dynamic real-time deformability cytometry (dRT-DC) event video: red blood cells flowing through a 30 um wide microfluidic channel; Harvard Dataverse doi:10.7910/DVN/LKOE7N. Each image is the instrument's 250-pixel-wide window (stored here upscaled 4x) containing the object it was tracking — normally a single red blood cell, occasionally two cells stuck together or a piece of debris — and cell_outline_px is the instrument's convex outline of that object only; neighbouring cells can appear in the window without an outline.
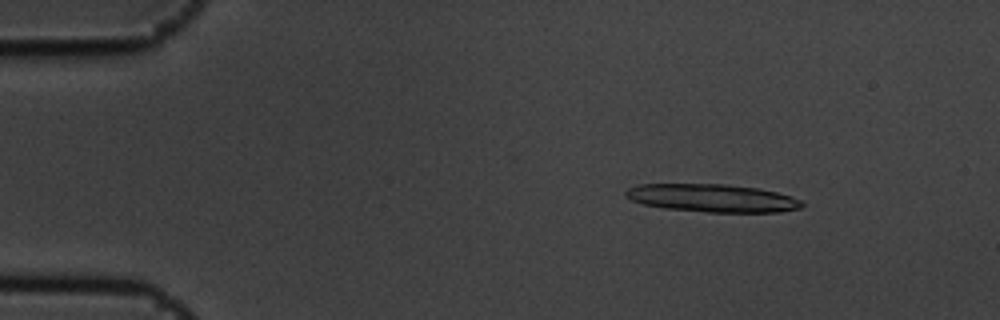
{"species": "common noctule bat (a hibernating species)", "species_latin": "Nyctalus noctula", "temperature_condition": "cold", "stored_images_in_passage": 10, "camera_frame_rate_fps": 3000, "um_per_image_px": 0.085, "animal": {"sex": "male", "body_mass_g": 19.5, "forearm_length_mm": 54.6}, "frame": {"image": 1, "passage_image": 2, "time_ms": 0.333, "image_size_px": [1000, 320], "cell_outline_px": [[804, 204], [800, 208], [780, 212], [708, 212], [664, 208], [644, 204], [632, 200], [624, 196], [624, 192], [628, 188], [640, 184], [724, 184], [756, 188], [776, 192], [792, 196], [800, 200]], "centroid_in_image_um": [60.54, 16.83], "position_along_channel_um": 24.5, "area_um2": 28.61}}
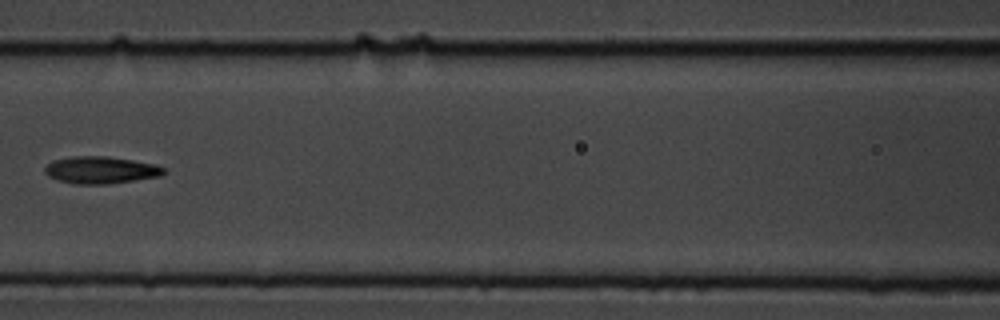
{"frame": {"image": 2, "passage_image": 7, "time_ms": 2.0, "image_size_px": [1000, 320], "cell_outline_px": [[168, 172], [160, 176], [104, 184], [76, 184], [56, 180], [48, 176], [44, 172], [44, 168], [52, 160], [72, 156], [108, 156], [156, 164], [164, 168]], "centroid_in_image_um": [8.54, 14.44], "position_along_channel_um": 158.1, "area_um2": 18.84}}
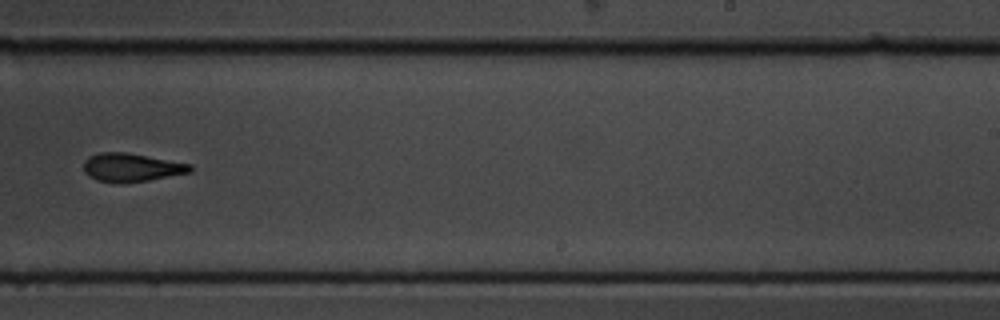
{"frame": {"image": 3, "passage_image": 10, "time_ms": 3.0, "image_size_px": [1000, 320], "cell_outline_px": [[192, 172], [148, 180], [124, 184], [116, 184], [96, 180], [88, 176], [84, 172], [84, 160], [88, 156], [100, 152], [124, 152], [192, 164]], "centroid_in_image_um": [11.13, 14.25], "position_along_channel_um": 277.9, "area_um2": 17.86}}